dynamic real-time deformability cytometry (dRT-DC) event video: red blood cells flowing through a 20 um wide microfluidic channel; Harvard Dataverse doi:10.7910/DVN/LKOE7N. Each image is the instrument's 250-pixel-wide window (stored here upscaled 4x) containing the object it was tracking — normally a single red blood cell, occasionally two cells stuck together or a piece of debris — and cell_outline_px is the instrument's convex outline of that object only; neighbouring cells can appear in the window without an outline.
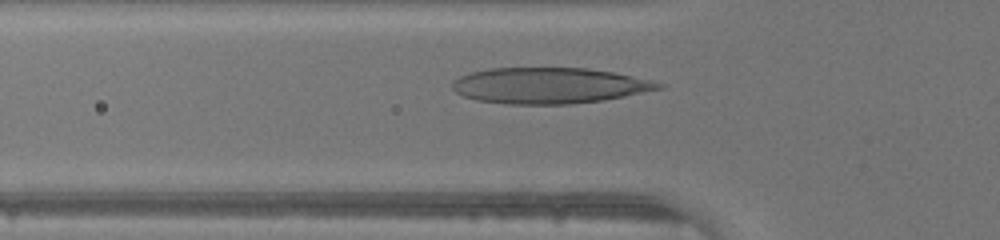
{"species": "human", "species_latin": "Homo sapiens", "temperature_condition": "warm", "stored_images_in_passage": 32, "camera_frame_rate_fps": 3000, "um_per_image_px": 0.085, "donor": {"sex": "male"}, "frame": {"image": 1, "passage_image": 11, "time_ms": 3.333, "image_size_px": [1000, 240], "cell_outline_px": [[664, 88], [604, 100], [572, 104], [508, 104], [476, 100], [464, 96], [456, 92], [452, 88], [452, 80], [460, 76], [472, 72], [488, 68], [588, 68], [612, 72], [652, 80], [664, 84]], "centroid_in_image_um": [46.67, 7.27], "position_along_channel_um": 79.1, "area_um2": 43.18}}
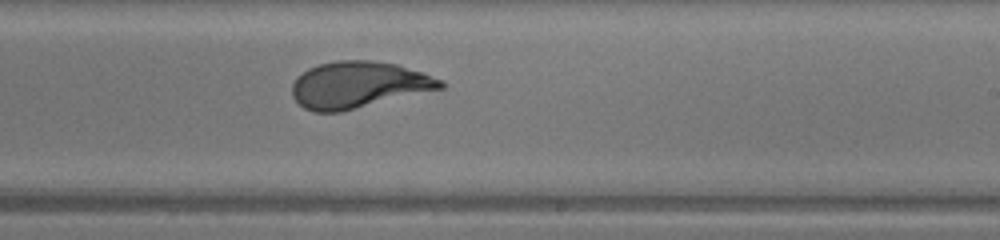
{"frame": {"image": 2, "passage_image": 23, "time_ms": 7.333, "image_size_px": [1000, 240], "cell_outline_px": [[444, 88], [340, 112], [312, 112], [304, 108], [292, 96], [292, 84], [296, 76], [308, 68], [320, 64], [336, 60], [372, 60], [396, 64], [424, 72], [444, 80]], "centroid_in_image_um": [30.47, 7.2], "position_along_channel_um": 258.5, "area_um2": 40.46}}
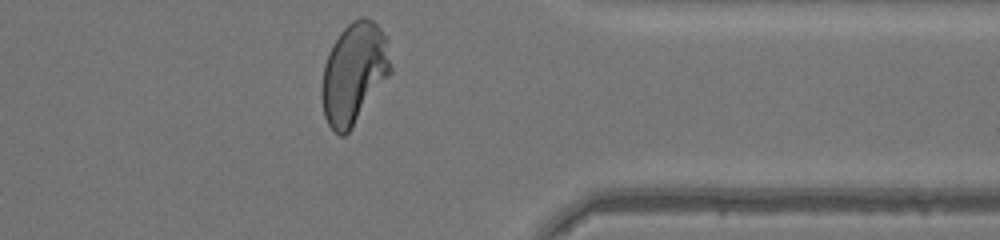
{"frame": {"image": 3, "passage_image": 32, "time_ms": 10.333, "image_size_px": [1000, 240], "cell_outline_px": [[392, 72], [352, 128], [344, 136], [340, 136], [328, 124], [324, 116], [320, 96], [320, 88], [324, 64], [332, 44], [340, 32], [352, 20], [360, 16], [364, 16], [372, 20], [388, 36], [392, 68]], "centroid_in_image_um": [30.1, 6.2], "position_along_channel_um": 381.3, "area_um2": 41.21}}